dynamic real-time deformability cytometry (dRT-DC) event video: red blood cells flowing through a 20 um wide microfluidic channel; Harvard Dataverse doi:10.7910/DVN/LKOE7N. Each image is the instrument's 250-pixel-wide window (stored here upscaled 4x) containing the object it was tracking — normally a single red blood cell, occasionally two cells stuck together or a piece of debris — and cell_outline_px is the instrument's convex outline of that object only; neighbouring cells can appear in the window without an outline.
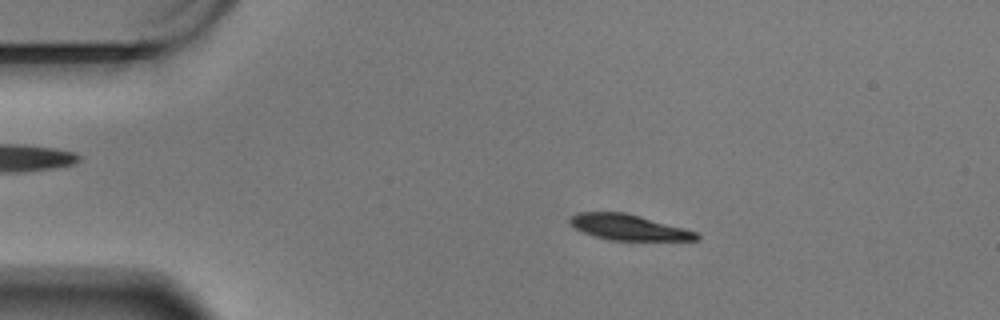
{"species": "Egyptian fruit bat (a non-hibernating species)", "species_latin": "Rousettus aegyptiacus", "temperature_condition": "warm", "stored_images_in_passage": 52, "camera_frame_rate_fps": 3000, "um_per_image_px": 0.085, "animal": {"sex": "male"}, "frame": {"image": 1, "passage_image": 4, "time_ms": 1.0, "image_size_px": [1000, 320], "cell_outline_px": [[700, 236], [696, 240], [608, 240], [584, 232], [576, 228], [568, 220], [568, 216], [576, 212], [624, 212], [640, 216], [684, 228], [696, 232]], "centroid_in_image_um": [53.39, 19.31], "position_along_channel_um": 31.6, "area_um2": 18.73}}
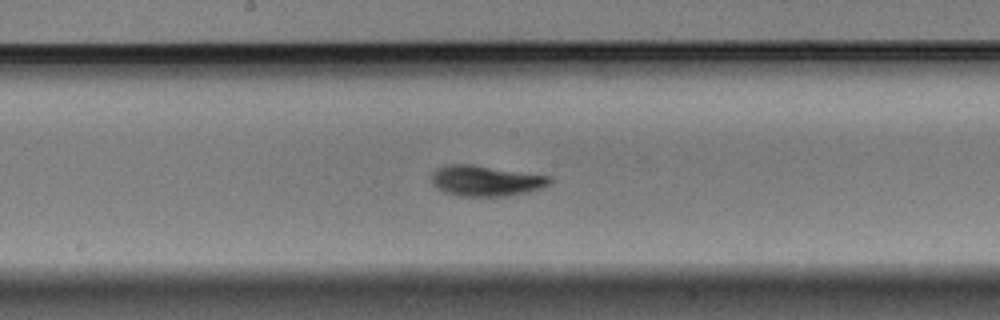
{"frame": {"image": 2, "passage_image": 24, "time_ms": 7.667, "image_size_px": [1000, 320], "cell_outline_px": [[552, 184], [528, 192], [508, 196], [460, 196], [444, 192], [436, 188], [432, 184], [432, 172], [436, 168], [448, 164], [472, 164], [552, 176]], "centroid_in_image_um": [41.31, 15.36], "position_along_channel_um": 206.9, "area_um2": 21.39}}
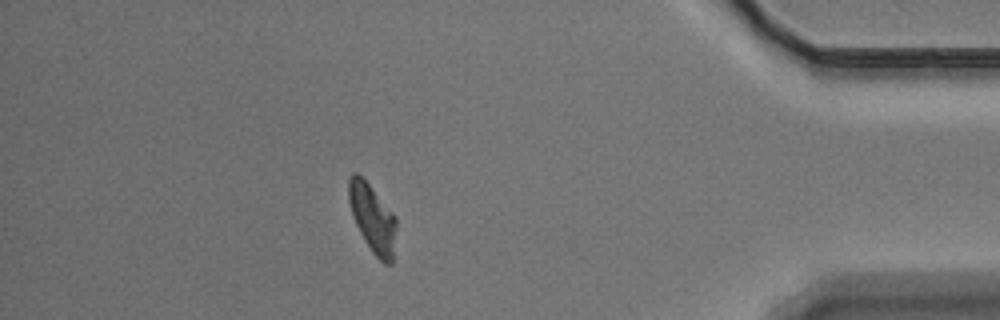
{"frame": {"image": 3, "passage_image": 45, "time_ms": 14.667, "image_size_px": [1000, 320], "cell_outline_px": [[396, 224], [392, 264], [384, 264], [372, 252], [360, 232], [352, 216], [348, 200], [348, 180], [352, 172], [356, 172], [368, 184], [396, 216]], "centroid_in_image_um": [31.65, 18.55], "position_along_channel_um": 403.6, "area_um2": 18.67}, "authors_computed_cell_mechanics": {"area_um2": 20.1722, "velocity_mm_per_s": 3.4062, "shape_relaxation_time_tau1_ms": 1.9069, "shape_relaxation_time_tau2_ms": 2.902, "deformation_change_tau1": 0.1358, "deformation_change_tau2": 0.068}}